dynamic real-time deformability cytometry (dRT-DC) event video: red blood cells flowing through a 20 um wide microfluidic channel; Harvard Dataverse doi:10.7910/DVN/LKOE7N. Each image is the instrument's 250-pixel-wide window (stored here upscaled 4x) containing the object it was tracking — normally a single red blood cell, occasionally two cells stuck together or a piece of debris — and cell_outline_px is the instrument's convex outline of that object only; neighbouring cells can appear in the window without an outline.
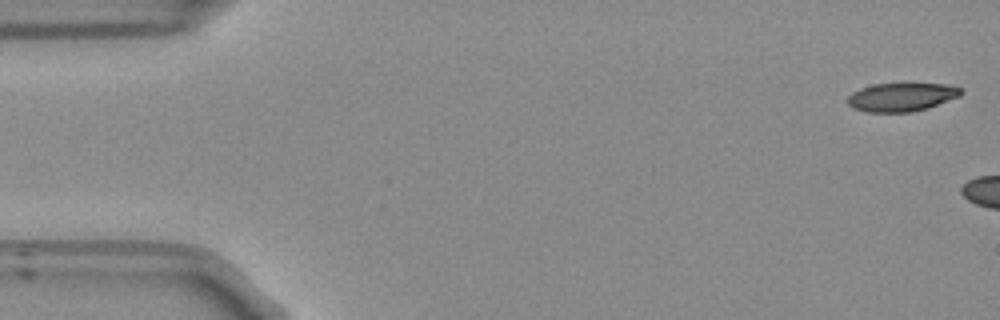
{"species": "Egyptian fruit bat (a non-hibernating species)", "species_latin": "Rousettus aegyptiacus", "temperature_condition": "room temperature", "stored_images_in_passage": 5, "camera_frame_rate_fps": 3000, "um_per_image_px": 0.085, "frame": {"image": 1, "passage_image": 1, "time_ms": 0.0, "image_size_px": [1000, 320], "cell_outline_px": [[964, 92], [960, 96], [928, 108], [912, 112], [864, 112], [852, 108], [848, 104], [848, 96], [852, 92], [860, 88], [872, 84], [948, 84], [960, 88]], "centroid_in_image_um": [76.62, 8.26], "position_along_channel_um": 8.4, "area_um2": 18.9}}